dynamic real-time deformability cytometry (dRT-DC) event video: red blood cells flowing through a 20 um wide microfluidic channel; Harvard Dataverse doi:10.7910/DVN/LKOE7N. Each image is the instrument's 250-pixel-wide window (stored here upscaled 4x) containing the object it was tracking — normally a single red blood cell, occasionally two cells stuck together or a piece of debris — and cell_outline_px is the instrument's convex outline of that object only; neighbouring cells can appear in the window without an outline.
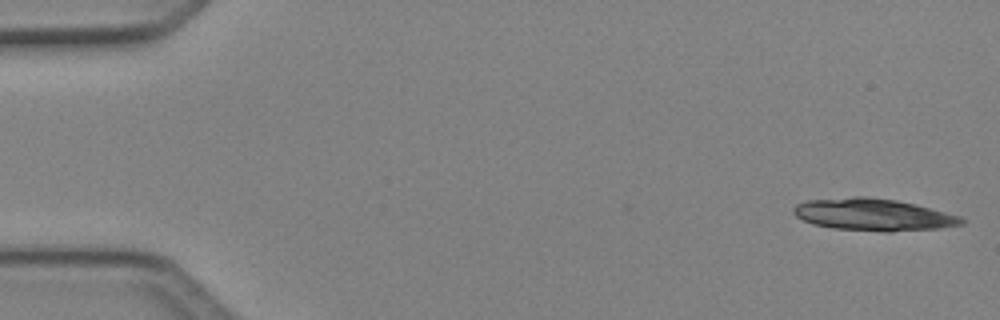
{"species": "Egyptian fruit bat (a non-hibernating species)", "species_latin": "Rousettus aegyptiacus", "temperature_condition": "cold", "stored_images_in_passage": 5, "camera_frame_rate_fps": 3000, "um_per_image_px": 0.085, "animal": {"sex": "female"}, "frame": {"image": 1, "passage_image": 1, "time_ms": 0.0, "image_size_px": [1000, 320], "cell_outline_px": [[964, 224], [940, 228], [892, 232], [884, 232], [832, 228], [812, 224], [796, 216], [792, 212], [792, 208], [796, 204], [808, 200], [856, 196], [864, 196], [896, 200], [916, 204], [960, 216], [964, 220]], "centroid_in_image_um": [74.22, 18.25], "position_along_channel_um": 10.8, "area_um2": 31.56}}
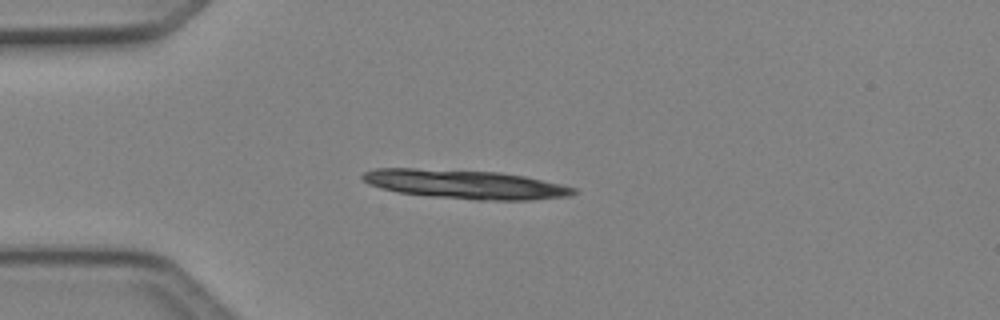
{"frame": {"image": 2, "passage_image": 4, "time_ms": 1.0, "image_size_px": [1000, 320], "cell_outline_px": [[576, 192], [568, 196], [532, 200], [476, 200], [428, 196], [396, 192], [380, 188], [368, 184], [360, 176], [364, 172], [372, 168], [416, 168], [500, 172], [524, 176], [560, 184], [576, 188]], "centroid_in_image_um": [39.48, 15.66], "position_along_channel_um": 45.5, "area_um2": 35.72}}